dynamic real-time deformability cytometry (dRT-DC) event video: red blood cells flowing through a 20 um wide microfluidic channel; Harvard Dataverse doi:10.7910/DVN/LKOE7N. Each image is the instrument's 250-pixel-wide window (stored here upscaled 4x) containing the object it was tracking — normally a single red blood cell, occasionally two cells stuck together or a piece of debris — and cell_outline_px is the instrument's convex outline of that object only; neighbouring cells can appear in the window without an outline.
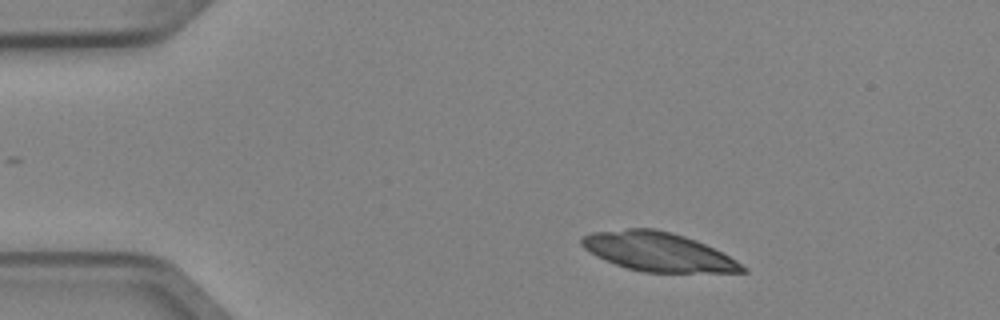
{"species": "Egyptian fruit bat (a non-hibernating species)", "species_latin": "Rousettus aegyptiacus", "temperature_condition": "cold", "stored_images_in_passage": 5, "camera_frame_rate_fps": 3000, "um_per_image_px": 0.085, "animal": {"sex": "female"}, "frame": {"image": 1, "passage_image": 1, "time_ms": 0.0, "image_size_px": [1000, 320], "cell_outline_px": [[748, 272], [644, 272], [628, 268], [604, 260], [596, 256], [584, 248], [580, 244], [580, 236], [592, 232], [628, 228], [652, 228], [684, 236], [696, 240], [736, 260], [748, 268]], "centroid_in_image_um": [55.89, 21.4], "position_along_channel_um": 29.1, "area_um2": 36.18}}